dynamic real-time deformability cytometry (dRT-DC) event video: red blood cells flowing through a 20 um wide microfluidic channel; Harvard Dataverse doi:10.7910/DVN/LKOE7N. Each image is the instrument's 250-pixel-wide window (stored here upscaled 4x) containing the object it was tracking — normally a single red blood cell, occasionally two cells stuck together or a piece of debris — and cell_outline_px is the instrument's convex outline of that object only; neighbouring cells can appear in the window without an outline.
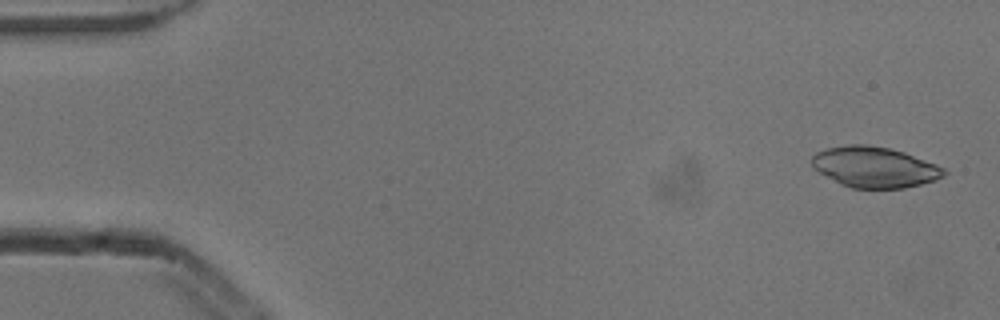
{"species": "common noctule bat (a hibernating species)", "species_latin": "Nyctalus noctula", "temperature_condition": "cold", "stored_images_in_passage": 6, "camera_frame_rate_fps": 3000, "um_per_image_px": 0.085, "animal": {"sex": "male", "body_mass_g": 13.3}, "frame": {"image": 1, "passage_image": 1, "time_ms": 0.0, "image_size_px": [1000, 320], "cell_outline_px": [[948, 172], [944, 176], [936, 180], [904, 188], [852, 188], [840, 184], [812, 168], [812, 156], [816, 152], [828, 148], [848, 144], [864, 144], [888, 148], [904, 152], [936, 164], [944, 168]], "centroid_in_image_um": [74.34, 14.2], "position_along_channel_um": 10.7, "area_um2": 31.33}}